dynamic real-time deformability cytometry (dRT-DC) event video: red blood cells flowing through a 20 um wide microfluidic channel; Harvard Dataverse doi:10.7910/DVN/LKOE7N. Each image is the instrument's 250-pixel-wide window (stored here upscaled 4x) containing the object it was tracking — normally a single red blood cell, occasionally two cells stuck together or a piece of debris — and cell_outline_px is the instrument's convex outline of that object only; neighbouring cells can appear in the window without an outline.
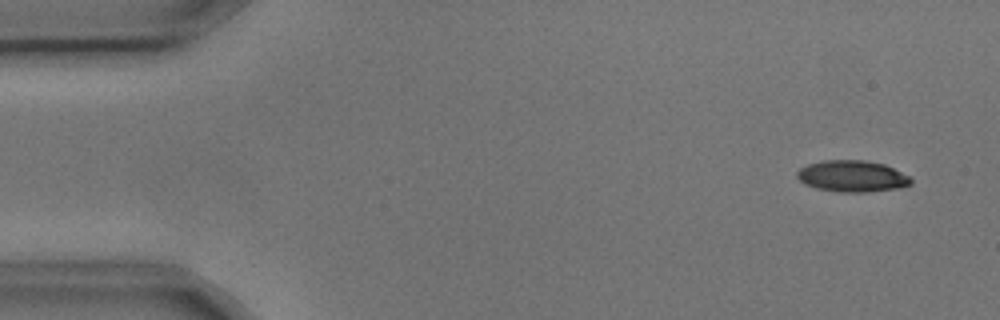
{"species": "common noctule bat (a hibernating species)", "species_latin": "Nyctalus noctula", "temperature_condition": "cold", "stored_images_in_passage": 5, "segment_of_instrument_passage": [1, 2], "camera_frame_rate_fps": 3000, "um_per_image_px": 0.085, "animal": {"sex": "male", "body_mass_g": 17.9, "forearm_length_mm": 54.2}, "frame": {"image": 1, "passage_image": 1, "time_ms": 0.0, "image_size_px": [1000, 320], "cell_outline_px": [[912, 184], [900, 188], [868, 192], [840, 192], [816, 188], [804, 184], [796, 176], [796, 172], [800, 168], [808, 164], [824, 160], [864, 160], [884, 164], [908, 176], [912, 180]], "centroid_in_image_um": [72.42, 14.98], "position_along_channel_um": 12.6, "area_um2": 20.87}}
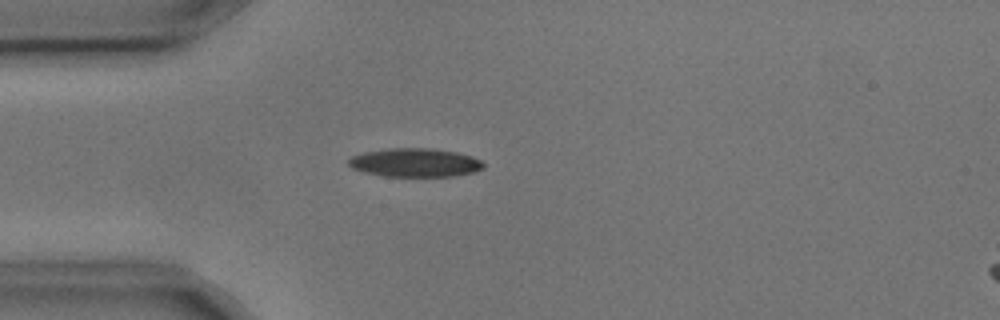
{"frame": {"image": 2, "passage_image": 4, "time_ms": 1.0, "image_size_px": [1000, 320], "cell_outline_px": [[484, 168], [472, 172], [452, 176], [384, 176], [364, 172], [352, 168], [348, 164], [348, 160], [352, 156], [364, 152], [388, 148], [432, 148], [456, 152], [472, 156], [480, 160], [484, 164]], "centroid_in_image_um": [35.26, 13.81], "position_along_channel_um": 49.7, "area_um2": 22.43}}